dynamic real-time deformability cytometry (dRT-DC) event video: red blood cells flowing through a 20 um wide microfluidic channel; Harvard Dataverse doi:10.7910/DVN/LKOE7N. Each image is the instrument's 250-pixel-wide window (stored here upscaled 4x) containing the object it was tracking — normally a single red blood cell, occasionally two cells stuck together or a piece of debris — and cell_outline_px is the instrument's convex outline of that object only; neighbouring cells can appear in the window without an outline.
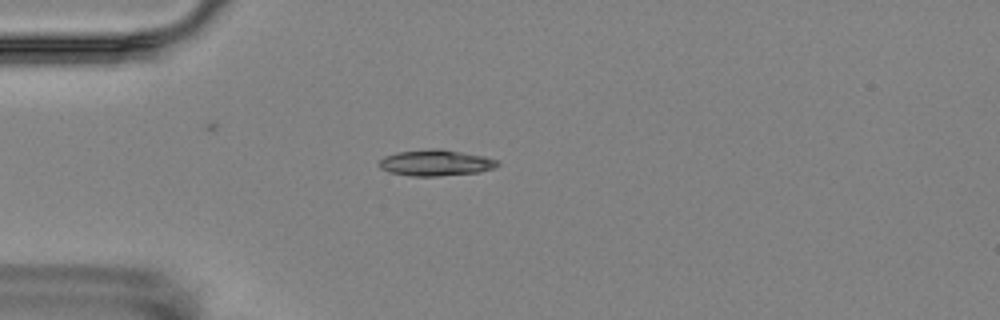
{"species": "Egyptian fruit bat (a non-hibernating species)", "species_latin": "Rousettus aegyptiacus", "temperature_condition": "room temperature", "stored_images_in_passage": 5, "camera_frame_rate_fps": 3000, "um_per_image_px": 0.085, "animal": {"sex": "female"}, "frame": {"image": 1, "passage_image": 5, "time_ms": 4.333, "image_size_px": [1000, 320], "cell_outline_px": [[500, 164], [496, 168], [480, 172], [436, 176], [412, 176], [388, 172], [380, 168], [376, 164], [384, 156], [396, 152], [428, 148], [440, 148], [484, 156], [500, 160]], "centroid_in_image_um": [37.04, 13.83], "position_along_channel_um": 48.0, "area_um2": 18.38}}